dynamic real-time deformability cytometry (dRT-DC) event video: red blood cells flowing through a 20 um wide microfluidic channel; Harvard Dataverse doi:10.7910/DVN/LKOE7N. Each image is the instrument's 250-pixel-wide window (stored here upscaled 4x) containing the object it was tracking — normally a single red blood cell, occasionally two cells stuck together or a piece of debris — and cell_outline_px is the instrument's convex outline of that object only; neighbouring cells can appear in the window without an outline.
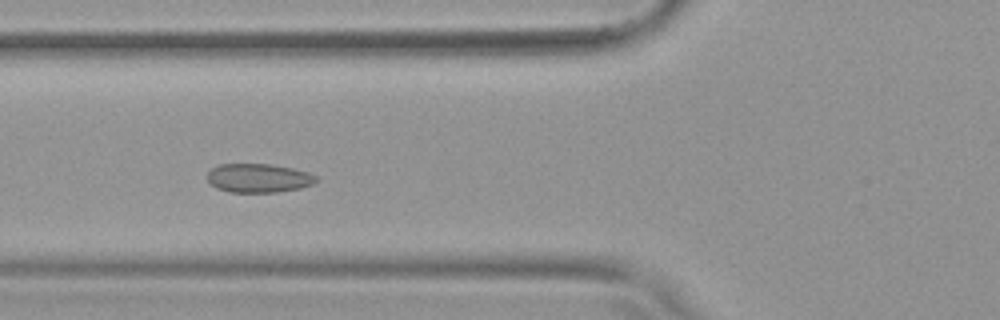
{"species": "common noctule bat (a hibernating species)", "species_latin": "Nyctalus noctula", "temperature_condition": "warm", "stored_images_in_passage": 42, "camera_frame_rate_fps": 3000, "um_per_image_px": 0.085, "animal": {"sex": "female", "body_mass_g": 19.9}, "frame": {"image": 1, "passage_image": 9, "time_ms": 2.667, "image_size_px": [1000, 320], "cell_outline_px": [[320, 180], [312, 184], [300, 188], [276, 192], [228, 192], [216, 188], [208, 180], [208, 172], [212, 168], [220, 164], [272, 164], [292, 168], [308, 172], [316, 176]], "centroid_in_image_um": [21.99, 15.13], "position_along_channel_um": 103.8, "area_um2": 18.32}}
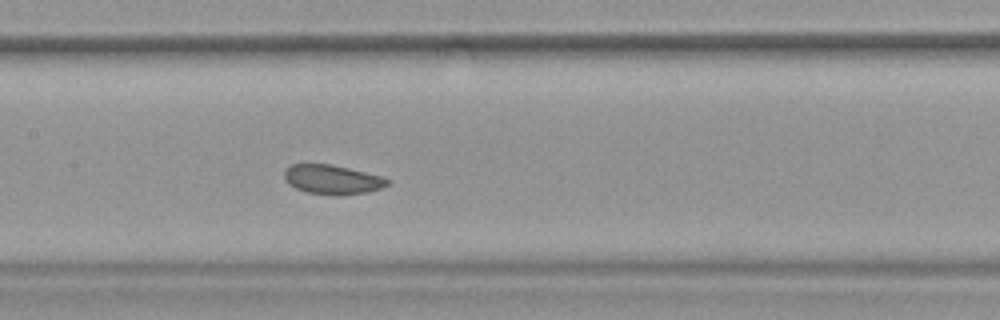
{"frame": {"image": 2, "passage_image": 15, "time_ms": 4.667, "image_size_px": [1000, 320], "cell_outline_px": [[388, 184], [380, 188], [368, 192], [340, 196], [332, 196], [308, 192], [296, 188], [288, 184], [284, 180], [284, 168], [292, 164], [332, 164], [384, 176], [388, 180]], "centroid_in_image_um": [28.23, 15.26], "position_along_channel_um": 179.2, "area_um2": 17.92}}
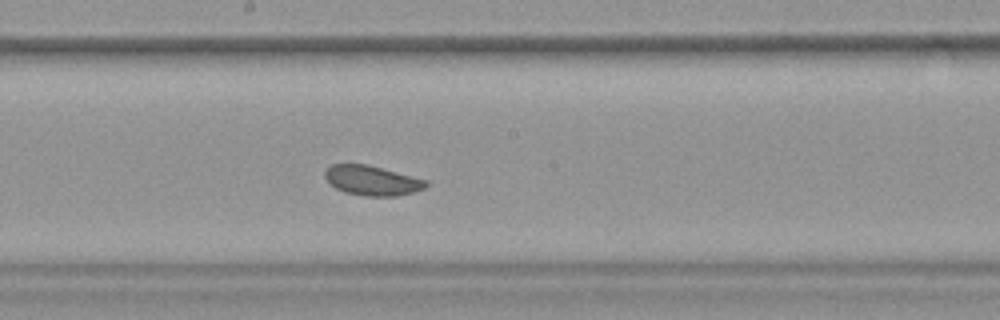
{"frame": {"image": 3, "passage_image": 18, "time_ms": 5.667, "image_size_px": [1000, 320], "cell_outline_px": [[428, 184], [424, 188], [416, 192], [396, 196], [364, 196], [344, 192], [336, 188], [324, 176], [324, 172], [332, 164], [368, 164], [428, 180]], "centroid_in_image_um": [31.66, 15.34], "position_along_channel_um": 216.5, "area_um2": 17.57}}